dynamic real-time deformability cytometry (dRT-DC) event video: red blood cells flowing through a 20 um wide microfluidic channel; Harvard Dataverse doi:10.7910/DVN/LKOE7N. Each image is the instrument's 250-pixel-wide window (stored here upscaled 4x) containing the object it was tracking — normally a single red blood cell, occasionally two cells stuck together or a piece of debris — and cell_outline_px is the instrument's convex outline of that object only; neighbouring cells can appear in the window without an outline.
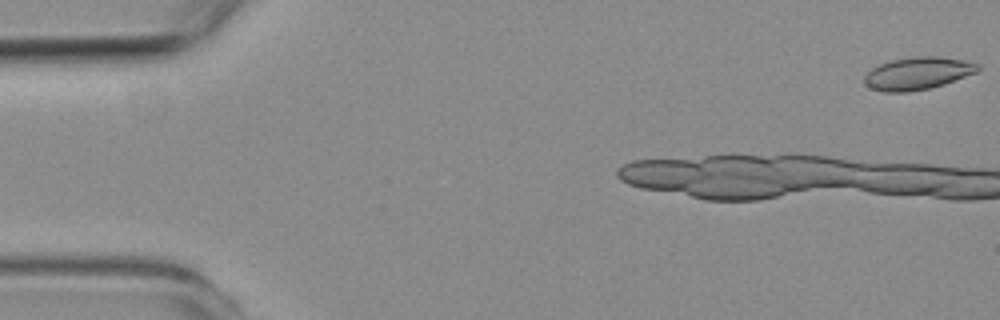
{"species": "common noctule bat (a hibernating species)", "species_latin": "Nyctalus noctula", "temperature_condition": "room temperature", "stored_images_in_passage": 7, "camera_frame_rate_fps": 3000, "um_per_image_px": 0.085, "animal": {"sex": "female", "body_mass_g": 19.3, "forearm_length_mm": 54.1}, "frame": {"image": 1, "passage_image": 1, "time_ms": 0.0, "image_size_px": [1000, 320], "cell_outline_px": [[980, 68], [976, 72], [944, 84], [928, 88], [908, 92], [884, 92], [872, 88], [864, 84], [864, 76], [872, 68], [880, 64], [892, 60], [912, 56], [936, 56], [964, 60], [980, 64]], "centroid_in_image_um": [77.99, 6.23], "position_along_channel_um": 7.0, "area_um2": 21.39}}